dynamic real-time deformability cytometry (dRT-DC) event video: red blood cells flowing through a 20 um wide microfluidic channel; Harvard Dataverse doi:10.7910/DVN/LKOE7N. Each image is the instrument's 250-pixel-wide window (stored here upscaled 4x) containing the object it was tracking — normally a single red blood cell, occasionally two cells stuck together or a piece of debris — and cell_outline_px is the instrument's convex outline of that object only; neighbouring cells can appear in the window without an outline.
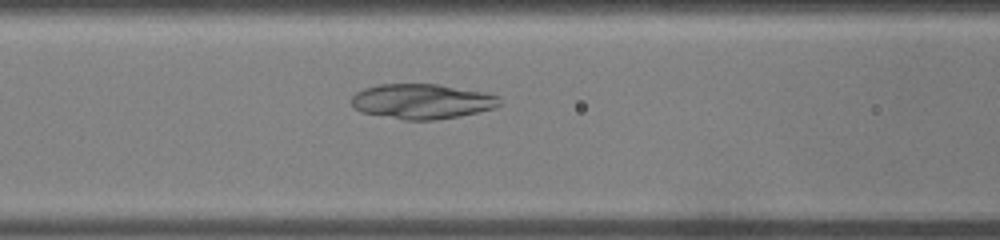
{"species": "common noctule bat (a hibernating species)", "species_latin": "Nyctalus noctula", "temperature_condition": "warm", "stored_images_in_passage": 34, "camera_frame_rate_fps": 3000, "um_per_image_px": 0.085, "animal": {"sex": "male", "body_mass_g": 19.0, "forearm_length_mm": 50.8}, "frame": {"image": 1, "passage_image": 12, "time_ms": 3.667, "image_size_px": [1000, 240], "cell_outline_px": [[500, 104], [496, 108], [460, 116], [432, 120], [404, 120], [360, 112], [352, 104], [352, 96], [356, 92], [364, 88], [380, 84], [440, 84], [484, 92], [500, 96]], "centroid_in_image_um": [35.89, 8.61], "position_along_channel_um": 130.7, "area_um2": 30.35}}
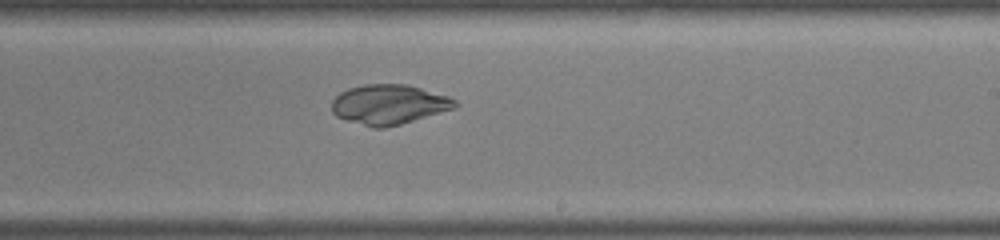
{"frame": {"image": 2, "passage_image": 19, "time_ms": 6.0, "image_size_px": [1000, 240], "cell_outline_px": [[460, 104], [456, 108], [400, 124], [384, 128], [372, 128], [336, 116], [332, 112], [332, 100], [340, 92], [348, 88], [364, 84], [408, 84], [448, 96], [456, 100]], "centroid_in_image_um": [33.07, 8.87], "position_along_channel_um": 255.9, "area_um2": 28.67}}
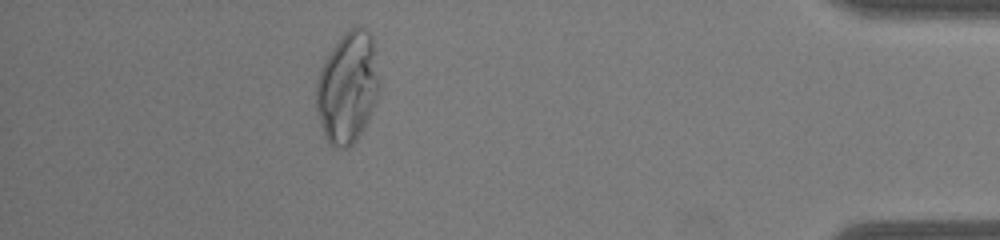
{"frame": {"image": 3, "passage_image": 30, "time_ms": 9.667, "image_size_px": [1000, 240], "cell_outline_px": [[380, 88], [372, 112], [364, 128], [356, 140], [348, 148], [336, 148], [328, 144], [324, 136], [316, 108], [316, 80], [320, 68], [324, 60], [340, 36], [344, 32], [352, 28], [364, 28], [372, 36], [380, 80]], "centroid_in_image_um": [29.54, 7.46], "position_along_channel_um": 405.7, "area_um2": 41.27}}